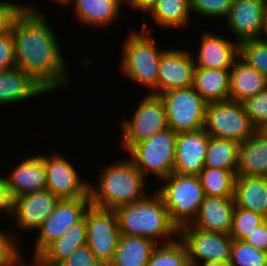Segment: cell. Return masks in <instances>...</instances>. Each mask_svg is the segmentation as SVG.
I'll return each instance as SVG.
<instances>
[{
	"label": "cell",
	"instance_id": "obj_1",
	"mask_svg": "<svg viewBox=\"0 0 267 266\" xmlns=\"http://www.w3.org/2000/svg\"><path fill=\"white\" fill-rule=\"evenodd\" d=\"M25 5L12 26L16 67L53 93L69 84L67 63L46 16L33 5Z\"/></svg>",
	"mask_w": 267,
	"mask_h": 266
},
{
	"label": "cell",
	"instance_id": "obj_2",
	"mask_svg": "<svg viewBox=\"0 0 267 266\" xmlns=\"http://www.w3.org/2000/svg\"><path fill=\"white\" fill-rule=\"evenodd\" d=\"M97 180L96 185L89 182V196L91 205L98 208L116 210L147 195V179L129 158L104 166Z\"/></svg>",
	"mask_w": 267,
	"mask_h": 266
},
{
	"label": "cell",
	"instance_id": "obj_3",
	"mask_svg": "<svg viewBox=\"0 0 267 266\" xmlns=\"http://www.w3.org/2000/svg\"><path fill=\"white\" fill-rule=\"evenodd\" d=\"M154 192L115 210L120 235L140 236L157 244H167L177 239L179 229L171 222L160 194Z\"/></svg>",
	"mask_w": 267,
	"mask_h": 266
},
{
	"label": "cell",
	"instance_id": "obj_4",
	"mask_svg": "<svg viewBox=\"0 0 267 266\" xmlns=\"http://www.w3.org/2000/svg\"><path fill=\"white\" fill-rule=\"evenodd\" d=\"M139 31H129L122 44L121 73L135 84L157 95L158 67L164 49H159L156 39L151 36L152 28L142 21Z\"/></svg>",
	"mask_w": 267,
	"mask_h": 266
},
{
	"label": "cell",
	"instance_id": "obj_5",
	"mask_svg": "<svg viewBox=\"0 0 267 266\" xmlns=\"http://www.w3.org/2000/svg\"><path fill=\"white\" fill-rule=\"evenodd\" d=\"M156 191L162 197L171 222L178 228L191 225L205 194L199 176L172 173Z\"/></svg>",
	"mask_w": 267,
	"mask_h": 266
},
{
	"label": "cell",
	"instance_id": "obj_6",
	"mask_svg": "<svg viewBox=\"0 0 267 266\" xmlns=\"http://www.w3.org/2000/svg\"><path fill=\"white\" fill-rule=\"evenodd\" d=\"M177 135L167 127L149 139L134 145L127 152L130 156L128 158L146 179L151 174H154L157 179L167 178L174 171Z\"/></svg>",
	"mask_w": 267,
	"mask_h": 266
},
{
	"label": "cell",
	"instance_id": "obj_7",
	"mask_svg": "<svg viewBox=\"0 0 267 266\" xmlns=\"http://www.w3.org/2000/svg\"><path fill=\"white\" fill-rule=\"evenodd\" d=\"M130 119L121 121V147L127 153L134 145L168 127L165 105L159 95L146 94Z\"/></svg>",
	"mask_w": 267,
	"mask_h": 266
},
{
	"label": "cell",
	"instance_id": "obj_8",
	"mask_svg": "<svg viewBox=\"0 0 267 266\" xmlns=\"http://www.w3.org/2000/svg\"><path fill=\"white\" fill-rule=\"evenodd\" d=\"M203 128L212 137L232 140L239 144L257 131L242 103L232 100L207 103Z\"/></svg>",
	"mask_w": 267,
	"mask_h": 266
},
{
	"label": "cell",
	"instance_id": "obj_9",
	"mask_svg": "<svg viewBox=\"0 0 267 266\" xmlns=\"http://www.w3.org/2000/svg\"><path fill=\"white\" fill-rule=\"evenodd\" d=\"M167 125L175 133L196 131L204 127L207 102L191 86L159 94Z\"/></svg>",
	"mask_w": 267,
	"mask_h": 266
},
{
	"label": "cell",
	"instance_id": "obj_10",
	"mask_svg": "<svg viewBox=\"0 0 267 266\" xmlns=\"http://www.w3.org/2000/svg\"><path fill=\"white\" fill-rule=\"evenodd\" d=\"M86 245L105 266L112 261L120 237L115 210L90 205L85 212Z\"/></svg>",
	"mask_w": 267,
	"mask_h": 266
},
{
	"label": "cell",
	"instance_id": "obj_11",
	"mask_svg": "<svg viewBox=\"0 0 267 266\" xmlns=\"http://www.w3.org/2000/svg\"><path fill=\"white\" fill-rule=\"evenodd\" d=\"M178 237L187 249L191 266L230 260L233 245L230 235L207 232L187 225L179 229Z\"/></svg>",
	"mask_w": 267,
	"mask_h": 266
},
{
	"label": "cell",
	"instance_id": "obj_12",
	"mask_svg": "<svg viewBox=\"0 0 267 266\" xmlns=\"http://www.w3.org/2000/svg\"><path fill=\"white\" fill-rule=\"evenodd\" d=\"M90 205V197L60 200L55 210L37 229L39 232L34 241L33 257H37L50 243L81 221Z\"/></svg>",
	"mask_w": 267,
	"mask_h": 266
},
{
	"label": "cell",
	"instance_id": "obj_13",
	"mask_svg": "<svg viewBox=\"0 0 267 266\" xmlns=\"http://www.w3.org/2000/svg\"><path fill=\"white\" fill-rule=\"evenodd\" d=\"M46 168V189L51 191L60 200L78 199L89 196L88 179L79 176L74 165L63 155L57 153L53 156L39 154Z\"/></svg>",
	"mask_w": 267,
	"mask_h": 266
},
{
	"label": "cell",
	"instance_id": "obj_14",
	"mask_svg": "<svg viewBox=\"0 0 267 266\" xmlns=\"http://www.w3.org/2000/svg\"><path fill=\"white\" fill-rule=\"evenodd\" d=\"M267 0H233L227 18L235 41L261 39L266 32Z\"/></svg>",
	"mask_w": 267,
	"mask_h": 266
},
{
	"label": "cell",
	"instance_id": "obj_15",
	"mask_svg": "<svg viewBox=\"0 0 267 266\" xmlns=\"http://www.w3.org/2000/svg\"><path fill=\"white\" fill-rule=\"evenodd\" d=\"M195 64L191 52L182 49L163 51L158 67L157 95L193 85Z\"/></svg>",
	"mask_w": 267,
	"mask_h": 266
},
{
	"label": "cell",
	"instance_id": "obj_16",
	"mask_svg": "<svg viewBox=\"0 0 267 266\" xmlns=\"http://www.w3.org/2000/svg\"><path fill=\"white\" fill-rule=\"evenodd\" d=\"M60 199L44 189L14 199L11 217L18 229L36 230L55 210Z\"/></svg>",
	"mask_w": 267,
	"mask_h": 266
},
{
	"label": "cell",
	"instance_id": "obj_17",
	"mask_svg": "<svg viewBox=\"0 0 267 266\" xmlns=\"http://www.w3.org/2000/svg\"><path fill=\"white\" fill-rule=\"evenodd\" d=\"M209 137L204 128L179 133L175 143L173 173L199 176L204 169Z\"/></svg>",
	"mask_w": 267,
	"mask_h": 266
},
{
	"label": "cell",
	"instance_id": "obj_18",
	"mask_svg": "<svg viewBox=\"0 0 267 266\" xmlns=\"http://www.w3.org/2000/svg\"><path fill=\"white\" fill-rule=\"evenodd\" d=\"M192 57L195 68L231 69L234 61L239 57V43L232 42L230 38L226 39L219 34L204 31L197 55Z\"/></svg>",
	"mask_w": 267,
	"mask_h": 266
},
{
	"label": "cell",
	"instance_id": "obj_19",
	"mask_svg": "<svg viewBox=\"0 0 267 266\" xmlns=\"http://www.w3.org/2000/svg\"><path fill=\"white\" fill-rule=\"evenodd\" d=\"M234 208L233 197L205 196L191 226L207 232L230 235Z\"/></svg>",
	"mask_w": 267,
	"mask_h": 266
},
{
	"label": "cell",
	"instance_id": "obj_20",
	"mask_svg": "<svg viewBox=\"0 0 267 266\" xmlns=\"http://www.w3.org/2000/svg\"><path fill=\"white\" fill-rule=\"evenodd\" d=\"M5 177L14 199L46 189V168L40 155L20 160Z\"/></svg>",
	"mask_w": 267,
	"mask_h": 266
},
{
	"label": "cell",
	"instance_id": "obj_21",
	"mask_svg": "<svg viewBox=\"0 0 267 266\" xmlns=\"http://www.w3.org/2000/svg\"><path fill=\"white\" fill-rule=\"evenodd\" d=\"M71 4L77 22L97 29L113 26L124 5L121 0H74Z\"/></svg>",
	"mask_w": 267,
	"mask_h": 266
},
{
	"label": "cell",
	"instance_id": "obj_22",
	"mask_svg": "<svg viewBox=\"0 0 267 266\" xmlns=\"http://www.w3.org/2000/svg\"><path fill=\"white\" fill-rule=\"evenodd\" d=\"M48 92L22 69L0 72V105L24 102Z\"/></svg>",
	"mask_w": 267,
	"mask_h": 266
},
{
	"label": "cell",
	"instance_id": "obj_23",
	"mask_svg": "<svg viewBox=\"0 0 267 266\" xmlns=\"http://www.w3.org/2000/svg\"><path fill=\"white\" fill-rule=\"evenodd\" d=\"M236 176L267 177V131L257 130L240 143Z\"/></svg>",
	"mask_w": 267,
	"mask_h": 266
},
{
	"label": "cell",
	"instance_id": "obj_24",
	"mask_svg": "<svg viewBox=\"0 0 267 266\" xmlns=\"http://www.w3.org/2000/svg\"><path fill=\"white\" fill-rule=\"evenodd\" d=\"M233 198L235 207L251 210L267 218V177L236 176Z\"/></svg>",
	"mask_w": 267,
	"mask_h": 266
},
{
	"label": "cell",
	"instance_id": "obj_25",
	"mask_svg": "<svg viewBox=\"0 0 267 266\" xmlns=\"http://www.w3.org/2000/svg\"><path fill=\"white\" fill-rule=\"evenodd\" d=\"M267 88L264 75L239 57L230 69V100L242 103Z\"/></svg>",
	"mask_w": 267,
	"mask_h": 266
},
{
	"label": "cell",
	"instance_id": "obj_26",
	"mask_svg": "<svg viewBox=\"0 0 267 266\" xmlns=\"http://www.w3.org/2000/svg\"><path fill=\"white\" fill-rule=\"evenodd\" d=\"M86 217L72 225L62 236L50 243L37 257L47 266H58L73 251L86 245Z\"/></svg>",
	"mask_w": 267,
	"mask_h": 266
},
{
	"label": "cell",
	"instance_id": "obj_27",
	"mask_svg": "<svg viewBox=\"0 0 267 266\" xmlns=\"http://www.w3.org/2000/svg\"><path fill=\"white\" fill-rule=\"evenodd\" d=\"M192 87L207 103L230 100V69L195 68Z\"/></svg>",
	"mask_w": 267,
	"mask_h": 266
},
{
	"label": "cell",
	"instance_id": "obj_28",
	"mask_svg": "<svg viewBox=\"0 0 267 266\" xmlns=\"http://www.w3.org/2000/svg\"><path fill=\"white\" fill-rule=\"evenodd\" d=\"M157 245L148 238L120 235L113 259L108 266H146Z\"/></svg>",
	"mask_w": 267,
	"mask_h": 266
},
{
	"label": "cell",
	"instance_id": "obj_29",
	"mask_svg": "<svg viewBox=\"0 0 267 266\" xmlns=\"http://www.w3.org/2000/svg\"><path fill=\"white\" fill-rule=\"evenodd\" d=\"M145 14L162 29L185 28L191 22L190 0H156Z\"/></svg>",
	"mask_w": 267,
	"mask_h": 266
},
{
	"label": "cell",
	"instance_id": "obj_30",
	"mask_svg": "<svg viewBox=\"0 0 267 266\" xmlns=\"http://www.w3.org/2000/svg\"><path fill=\"white\" fill-rule=\"evenodd\" d=\"M240 144L227 139L209 137L204 168L236 171Z\"/></svg>",
	"mask_w": 267,
	"mask_h": 266
},
{
	"label": "cell",
	"instance_id": "obj_31",
	"mask_svg": "<svg viewBox=\"0 0 267 266\" xmlns=\"http://www.w3.org/2000/svg\"><path fill=\"white\" fill-rule=\"evenodd\" d=\"M199 178L205 196L233 197L236 171L218 168H204Z\"/></svg>",
	"mask_w": 267,
	"mask_h": 266
},
{
	"label": "cell",
	"instance_id": "obj_32",
	"mask_svg": "<svg viewBox=\"0 0 267 266\" xmlns=\"http://www.w3.org/2000/svg\"><path fill=\"white\" fill-rule=\"evenodd\" d=\"M146 266H191L187 249L177 237L173 242L158 244Z\"/></svg>",
	"mask_w": 267,
	"mask_h": 266
},
{
	"label": "cell",
	"instance_id": "obj_33",
	"mask_svg": "<svg viewBox=\"0 0 267 266\" xmlns=\"http://www.w3.org/2000/svg\"><path fill=\"white\" fill-rule=\"evenodd\" d=\"M239 58L267 80V39H248L239 43Z\"/></svg>",
	"mask_w": 267,
	"mask_h": 266
},
{
	"label": "cell",
	"instance_id": "obj_34",
	"mask_svg": "<svg viewBox=\"0 0 267 266\" xmlns=\"http://www.w3.org/2000/svg\"><path fill=\"white\" fill-rule=\"evenodd\" d=\"M266 219L262 214L235 207L230 236L233 240H243Z\"/></svg>",
	"mask_w": 267,
	"mask_h": 266
},
{
	"label": "cell",
	"instance_id": "obj_35",
	"mask_svg": "<svg viewBox=\"0 0 267 266\" xmlns=\"http://www.w3.org/2000/svg\"><path fill=\"white\" fill-rule=\"evenodd\" d=\"M230 263L232 266H267V252L242 240H233Z\"/></svg>",
	"mask_w": 267,
	"mask_h": 266
},
{
	"label": "cell",
	"instance_id": "obj_36",
	"mask_svg": "<svg viewBox=\"0 0 267 266\" xmlns=\"http://www.w3.org/2000/svg\"><path fill=\"white\" fill-rule=\"evenodd\" d=\"M245 113L257 130L267 129V88L242 102Z\"/></svg>",
	"mask_w": 267,
	"mask_h": 266
},
{
	"label": "cell",
	"instance_id": "obj_37",
	"mask_svg": "<svg viewBox=\"0 0 267 266\" xmlns=\"http://www.w3.org/2000/svg\"><path fill=\"white\" fill-rule=\"evenodd\" d=\"M233 0H190L191 14L205 18H227Z\"/></svg>",
	"mask_w": 267,
	"mask_h": 266
},
{
	"label": "cell",
	"instance_id": "obj_38",
	"mask_svg": "<svg viewBox=\"0 0 267 266\" xmlns=\"http://www.w3.org/2000/svg\"><path fill=\"white\" fill-rule=\"evenodd\" d=\"M16 237L12 231L0 230V266H13L23 256Z\"/></svg>",
	"mask_w": 267,
	"mask_h": 266
},
{
	"label": "cell",
	"instance_id": "obj_39",
	"mask_svg": "<svg viewBox=\"0 0 267 266\" xmlns=\"http://www.w3.org/2000/svg\"><path fill=\"white\" fill-rule=\"evenodd\" d=\"M25 7V4L20 5V3L16 2L0 0V35L9 33L12 30L15 19Z\"/></svg>",
	"mask_w": 267,
	"mask_h": 266
},
{
	"label": "cell",
	"instance_id": "obj_40",
	"mask_svg": "<svg viewBox=\"0 0 267 266\" xmlns=\"http://www.w3.org/2000/svg\"><path fill=\"white\" fill-rule=\"evenodd\" d=\"M58 266H105L87 245L73 251Z\"/></svg>",
	"mask_w": 267,
	"mask_h": 266
},
{
	"label": "cell",
	"instance_id": "obj_41",
	"mask_svg": "<svg viewBox=\"0 0 267 266\" xmlns=\"http://www.w3.org/2000/svg\"><path fill=\"white\" fill-rule=\"evenodd\" d=\"M16 67L12 30L0 35V72Z\"/></svg>",
	"mask_w": 267,
	"mask_h": 266
},
{
	"label": "cell",
	"instance_id": "obj_42",
	"mask_svg": "<svg viewBox=\"0 0 267 266\" xmlns=\"http://www.w3.org/2000/svg\"><path fill=\"white\" fill-rule=\"evenodd\" d=\"M242 241L259 250L267 252V219L257 226L253 232L249 233Z\"/></svg>",
	"mask_w": 267,
	"mask_h": 266
},
{
	"label": "cell",
	"instance_id": "obj_43",
	"mask_svg": "<svg viewBox=\"0 0 267 266\" xmlns=\"http://www.w3.org/2000/svg\"><path fill=\"white\" fill-rule=\"evenodd\" d=\"M14 206V198L11 195L5 175L0 174V212L11 217Z\"/></svg>",
	"mask_w": 267,
	"mask_h": 266
},
{
	"label": "cell",
	"instance_id": "obj_44",
	"mask_svg": "<svg viewBox=\"0 0 267 266\" xmlns=\"http://www.w3.org/2000/svg\"><path fill=\"white\" fill-rule=\"evenodd\" d=\"M156 0H128L125 5L137 11H142L144 14L152 7Z\"/></svg>",
	"mask_w": 267,
	"mask_h": 266
},
{
	"label": "cell",
	"instance_id": "obj_45",
	"mask_svg": "<svg viewBox=\"0 0 267 266\" xmlns=\"http://www.w3.org/2000/svg\"><path fill=\"white\" fill-rule=\"evenodd\" d=\"M24 257L26 256H22L13 266H47L38 257H33V256H32V262L27 264Z\"/></svg>",
	"mask_w": 267,
	"mask_h": 266
},
{
	"label": "cell",
	"instance_id": "obj_46",
	"mask_svg": "<svg viewBox=\"0 0 267 266\" xmlns=\"http://www.w3.org/2000/svg\"><path fill=\"white\" fill-rule=\"evenodd\" d=\"M201 266H232L230 260L213 261L204 263Z\"/></svg>",
	"mask_w": 267,
	"mask_h": 266
},
{
	"label": "cell",
	"instance_id": "obj_47",
	"mask_svg": "<svg viewBox=\"0 0 267 266\" xmlns=\"http://www.w3.org/2000/svg\"><path fill=\"white\" fill-rule=\"evenodd\" d=\"M74 0H52V2L56 3L57 5H60V7L62 6L67 8V6H72L71 3L73 2Z\"/></svg>",
	"mask_w": 267,
	"mask_h": 266
},
{
	"label": "cell",
	"instance_id": "obj_48",
	"mask_svg": "<svg viewBox=\"0 0 267 266\" xmlns=\"http://www.w3.org/2000/svg\"><path fill=\"white\" fill-rule=\"evenodd\" d=\"M265 35L267 37V16H266V32H265ZM267 39V38H266Z\"/></svg>",
	"mask_w": 267,
	"mask_h": 266
},
{
	"label": "cell",
	"instance_id": "obj_49",
	"mask_svg": "<svg viewBox=\"0 0 267 266\" xmlns=\"http://www.w3.org/2000/svg\"><path fill=\"white\" fill-rule=\"evenodd\" d=\"M124 4L128 1V0H121Z\"/></svg>",
	"mask_w": 267,
	"mask_h": 266
}]
</instances>
